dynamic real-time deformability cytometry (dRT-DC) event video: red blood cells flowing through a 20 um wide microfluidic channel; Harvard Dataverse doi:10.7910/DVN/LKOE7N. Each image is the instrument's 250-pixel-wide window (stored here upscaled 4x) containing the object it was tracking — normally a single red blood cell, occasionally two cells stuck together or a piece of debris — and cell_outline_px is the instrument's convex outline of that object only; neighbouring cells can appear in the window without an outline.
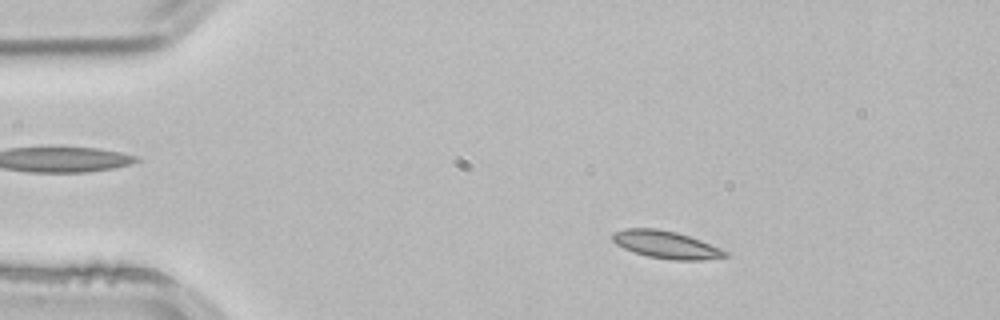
{"species": "common noctule bat (a hibernating species)", "species_latin": "Nyctalus noctula", "temperature_condition": "room temperature", "stored_images_in_passage": 2, "camera_frame_rate_fps": 3000, "um_per_image_px": 0.085, "animal": {"sex": "male", "body_mass_g": 21.5, "forearm_length_mm": 52.0}, "frame": {"image": 1, "passage_image": 1, "time_ms": 0.0, "image_size_px": [1000, 320], "cell_outline_px": [[728, 256], [700, 260], [672, 260], [648, 256], [624, 248], [616, 244], [612, 240], [612, 232], [624, 228], [656, 228], [676, 232], [700, 240], [720, 248], [728, 252]], "centroid_in_image_um": [56.59, 20.78], "position_along_channel_um": 28.4, "area_um2": 17.92}}